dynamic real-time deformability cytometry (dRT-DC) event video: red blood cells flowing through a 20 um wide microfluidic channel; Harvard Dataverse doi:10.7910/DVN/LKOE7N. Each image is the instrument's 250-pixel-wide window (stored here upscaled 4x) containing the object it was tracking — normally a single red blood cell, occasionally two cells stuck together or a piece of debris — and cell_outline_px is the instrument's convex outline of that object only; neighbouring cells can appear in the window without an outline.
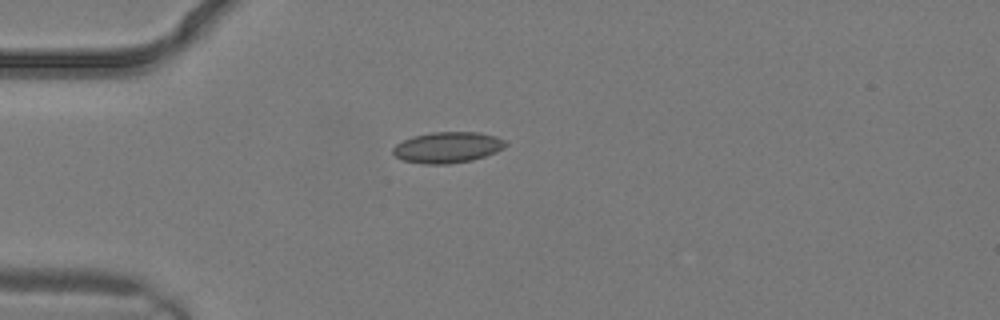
{"species": "common noctule bat (a hibernating species)", "species_latin": "Nyctalus noctula", "temperature_condition": "warm", "stored_images_in_passage": 1, "camera_frame_rate_fps": 3000, "um_per_image_px": 0.085, "animal": {"sex": "male", "body_mass_g": 19.2, "forearm_length_mm": 51.8}, "frame": {"image": 1, "passage_image": 1, "time_ms": 0.0, "image_size_px": [1000, 320], "cell_outline_px": [[508, 144], [504, 148], [496, 152], [472, 160], [448, 164], [424, 164], [400, 160], [392, 152], [392, 148], [396, 144], [412, 136], [432, 132], [476, 132], [496, 136], [508, 140]], "centroid_in_image_um": [38.05, 12.53], "position_along_channel_um": 46.9, "area_um2": 20.52}}